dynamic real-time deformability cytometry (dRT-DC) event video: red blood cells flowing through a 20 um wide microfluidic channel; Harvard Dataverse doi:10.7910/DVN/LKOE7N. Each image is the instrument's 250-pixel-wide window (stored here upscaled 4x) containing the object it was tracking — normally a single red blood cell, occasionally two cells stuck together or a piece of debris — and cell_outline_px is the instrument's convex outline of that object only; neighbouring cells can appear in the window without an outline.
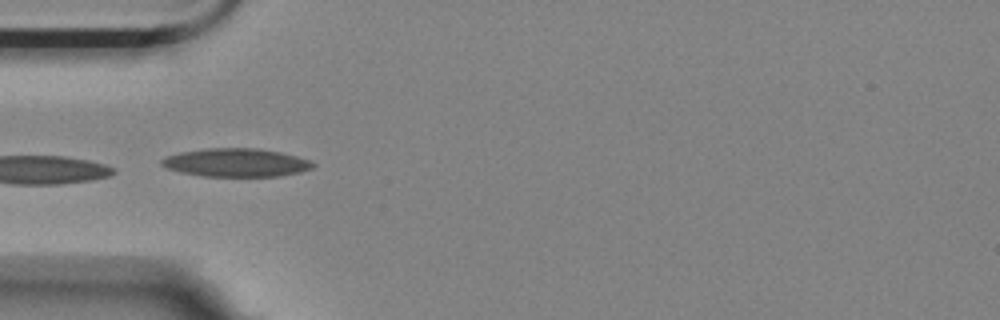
{"species": "Egyptian fruit bat (a non-hibernating species)", "species_latin": "Rousettus aegyptiacus", "temperature_condition": "room temperature", "stored_images_in_passage": 13, "camera_frame_rate_fps": 3000, "um_per_image_px": 0.085, "animal": {"sex": "female"}, "frame": {"image": 1, "passage_image": 1, "time_ms": 0.0, "image_size_px": [1000, 320], "cell_outline_px": [[316, 164], [312, 168], [300, 172], [276, 176], [200, 176], [180, 172], [168, 168], [160, 164], [160, 160], [168, 156], [180, 152], [208, 148], [256, 148], [280, 152], [296, 156], [308, 160]], "centroid_in_image_um": [20.05, 13.82], "position_along_channel_um": 64.9, "area_um2": 24.8}}
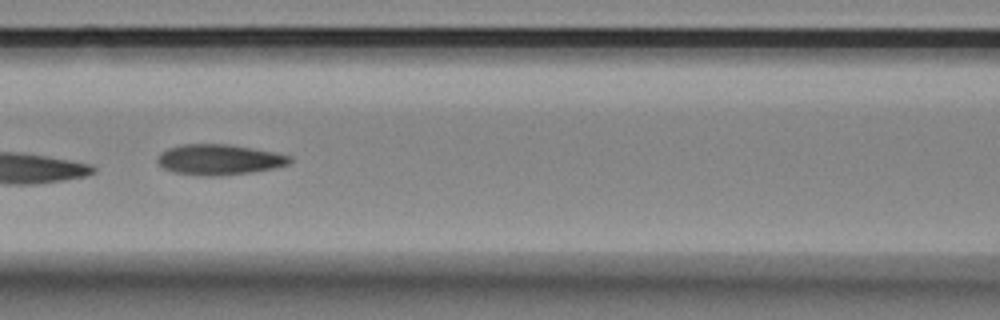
{"frame": {"image": 2, "passage_image": 8, "time_ms": 2.333, "image_size_px": [1000, 320], "cell_outline_px": [[292, 160], [288, 164], [272, 168], [252, 172], [220, 176], [204, 176], [172, 172], [160, 168], [156, 160], [156, 156], [160, 152], [168, 148], [184, 144], [228, 144], [272, 152], [292, 156]], "centroid_in_image_um": [18.55, 13.57], "position_along_channel_um": 148.1, "area_um2": 23.64}}